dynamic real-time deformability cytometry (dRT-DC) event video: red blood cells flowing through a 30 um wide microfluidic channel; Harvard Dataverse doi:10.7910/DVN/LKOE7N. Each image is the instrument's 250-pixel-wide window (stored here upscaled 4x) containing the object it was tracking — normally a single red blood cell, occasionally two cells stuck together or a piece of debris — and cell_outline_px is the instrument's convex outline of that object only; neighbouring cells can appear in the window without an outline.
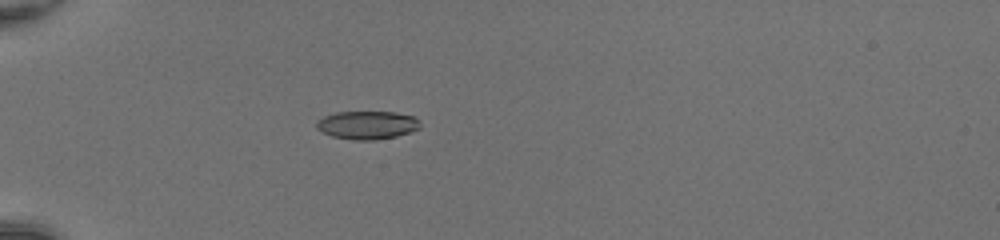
{"species": "common noctule bat (a hibernating species)", "species_latin": "Nyctalus noctula", "temperature_condition": "room temperature", "stored_images_in_passage": 37, "camera_frame_rate_fps": 3000, "um_per_image_px": 0.085, "animal": {"sex": "female", "body_mass_g": 20.0, "forearm_length_mm": 54.0}, "frame": {"image": 1, "passage_image": 3, "time_ms": 0.667, "image_size_px": [1000, 240], "cell_outline_px": [[420, 128], [412, 132], [396, 136], [376, 140], [352, 140], [332, 136], [316, 128], [316, 120], [324, 116], [336, 112], [396, 112], [412, 116], [420, 124]], "centroid_in_image_um": [31.2, 10.63], "position_along_channel_um": 53.8, "area_um2": 17.05}}
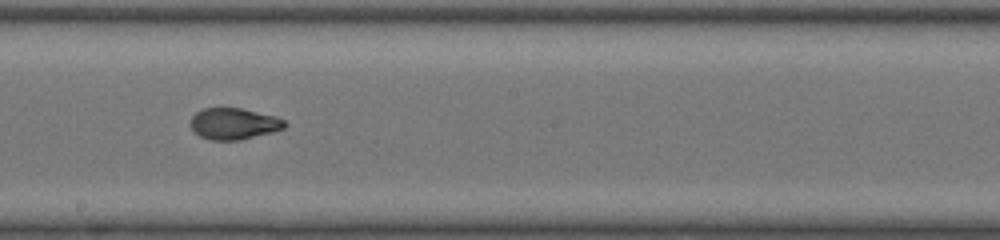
{"frame": {"image": 2, "passage_image": 17, "time_ms": 5.333, "image_size_px": [1000, 240], "cell_outline_px": [[288, 124], [284, 128], [272, 132], [240, 140], [212, 140], [200, 136], [192, 132], [188, 124], [192, 116], [196, 112], [204, 108], [240, 108], [276, 116], [284, 120]], "centroid_in_image_um": [19.84, 10.52], "position_along_channel_um": 228.4, "area_um2": 17.4}}
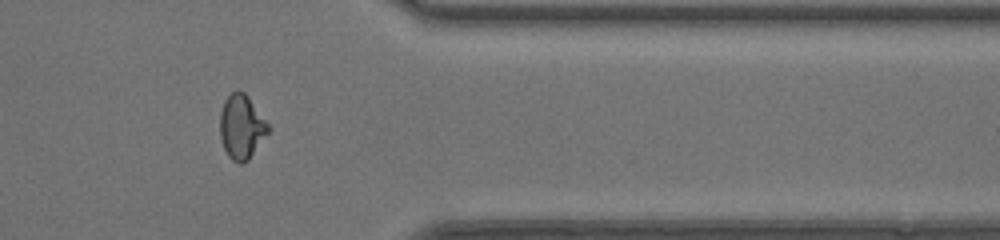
{"frame": {"image": 3, "passage_image": 29, "time_ms": 9.333, "image_size_px": [1000, 240], "cell_outline_px": [[272, 128], [248, 160], [244, 164], [240, 164], [232, 160], [228, 156], [224, 148], [220, 136], [220, 112], [224, 100], [232, 92], [244, 92], [248, 96]], "centroid_in_image_um": [20.54, 10.8], "position_along_channel_um": 390.9, "area_um2": 18.09}, "authors_computed_cell_mechanics": {"area_um2": 17.629, "velocity_mm_per_s": 4.2625, "shape_relaxation_time_tau1_ms": 4.5715, "shape_relaxation_time_tau2_ms": 0.761, "deformation_change_tau1": 0.2312, "deformation_change_tau2": 0.0448}}